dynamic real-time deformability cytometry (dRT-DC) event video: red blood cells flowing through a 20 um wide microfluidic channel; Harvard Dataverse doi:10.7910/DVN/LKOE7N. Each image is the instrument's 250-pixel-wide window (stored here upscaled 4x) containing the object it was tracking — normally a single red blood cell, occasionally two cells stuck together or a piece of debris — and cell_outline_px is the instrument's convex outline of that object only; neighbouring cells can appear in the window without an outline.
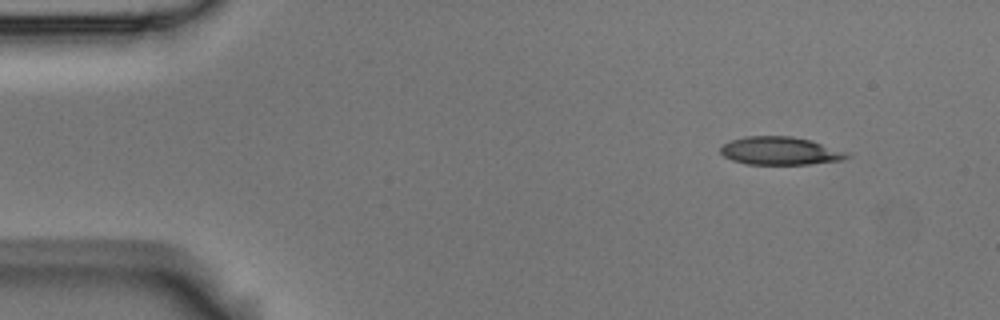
{"species": "Egyptian fruit bat (a non-hibernating species)", "species_latin": "Rousettus aegyptiacus", "temperature_condition": "room temperature", "stored_images_in_passage": 4, "camera_frame_rate_fps": 3000, "um_per_image_px": 0.085, "animal": {"sex": "male"}, "frame": {"image": 1, "passage_image": 1, "time_ms": 0.0, "image_size_px": [1000, 320], "cell_outline_px": [[852, 156], [844, 160], [808, 164], [748, 164], [732, 160], [724, 156], [720, 152], [720, 148], [724, 144], [732, 140], [744, 136], [792, 136], [812, 140], [848, 152]], "centroid_in_image_um": [66.36, 12.82], "position_along_channel_um": 18.6, "area_um2": 20.75}}